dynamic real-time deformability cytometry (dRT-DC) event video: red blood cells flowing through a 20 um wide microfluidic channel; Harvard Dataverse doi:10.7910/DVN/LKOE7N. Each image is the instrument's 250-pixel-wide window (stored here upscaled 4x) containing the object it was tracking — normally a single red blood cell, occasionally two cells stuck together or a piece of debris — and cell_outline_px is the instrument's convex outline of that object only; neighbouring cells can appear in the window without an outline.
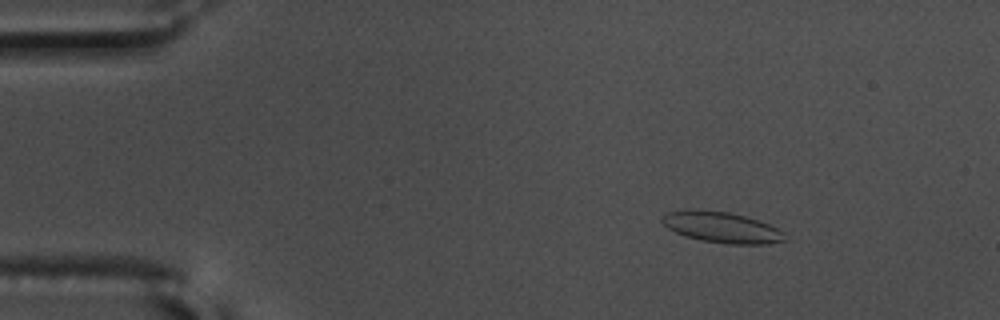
{"species": "common noctule bat (a hibernating species)", "species_latin": "Nyctalus noctula", "temperature_condition": "warm", "stored_images_in_passage": 55, "camera_frame_rate_fps": 3000, "um_per_image_px": 0.085, "animal": {"sex": "male", "body_mass_g": 17.5, "forearm_length_mm": 52.3}, "frame": {"image": 1, "passage_image": 6, "time_ms": 1.667, "image_size_px": [1000, 320], "cell_outline_px": [[784, 240], [768, 244], [728, 244], [700, 240], [684, 236], [668, 228], [660, 220], [668, 212], [696, 208], [728, 212], [744, 216], [768, 224], [784, 232]], "centroid_in_image_um": [61.31, 19.32], "position_along_channel_um": 23.7, "area_um2": 21.96}}
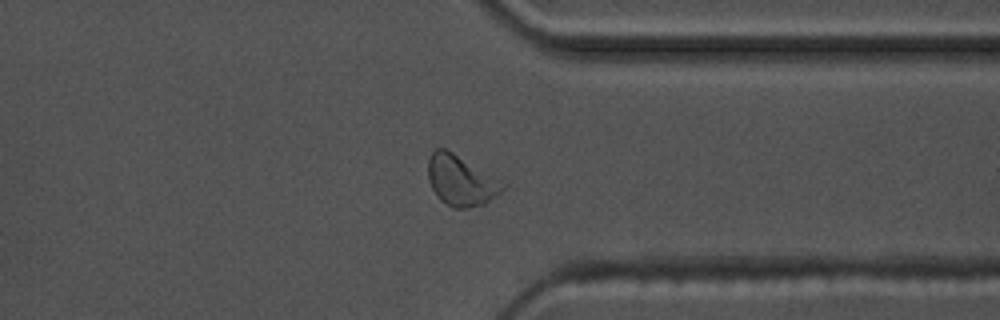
{"frame": {"image": 2, "passage_image": 42, "time_ms": 13.667, "image_size_px": [1000, 320], "cell_outline_px": [[508, 184], [500, 192], [484, 204], [468, 208], [452, 208], [440, 200], [436, 196], [428, 180], [428, 160], [432, 152], [436, 148], [444, 148], [452, 152]], "centroid_in_image_um": [39.16, 15.36], "position_along_channel_um": 372.2, "area_um2": 21.85}, "authors_computed_cell_mechanics": {"area_um2": 21.2126, "velocity_mm_per_s": 3.5952, "shape_relaxation_time_tau1_ms": 7.1748, "shape_relaxation_time_tau2_ms": 0.9002, "deformation_change_tau1": 0.1626, "deformation_change_tau2": 0.065}}